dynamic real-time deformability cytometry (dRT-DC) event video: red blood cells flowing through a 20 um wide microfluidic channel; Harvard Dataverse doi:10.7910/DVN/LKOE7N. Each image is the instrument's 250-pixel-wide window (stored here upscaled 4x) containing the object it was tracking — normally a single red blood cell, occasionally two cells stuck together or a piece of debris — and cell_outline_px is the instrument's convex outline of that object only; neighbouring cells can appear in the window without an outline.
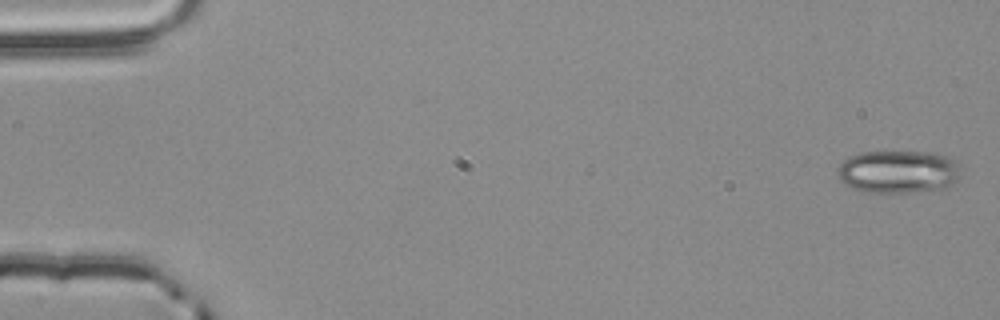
{"species": "common noctule bat (a hibernating species)", "species_latin": "Nyctalus noctula", "temperature_condition": "room temperature", "stored_images_in_passage": 54, "camera_frame_rate_fps": 3000, "um_per_image_px": 0.085, "animal": {"sex": "male", "body_mass_g": 20.4}, "frame": {"image": 1, "passage_image": 1, "time_ms": 0.0, "image_size_px": [1000, 320], "cell_outline_px": [[960, 176], [948, 188], [908, 192], [860, 192], [844, 184], [840, 180], [836, 172], [836, 168], [848, 156], [860, 152], [932, 152], [948, 156], [956, 164]], "centroid_in_image_um": [76.29, 14.6], "position_along_channel_um": 8.7, "area_um2": 30.92}}
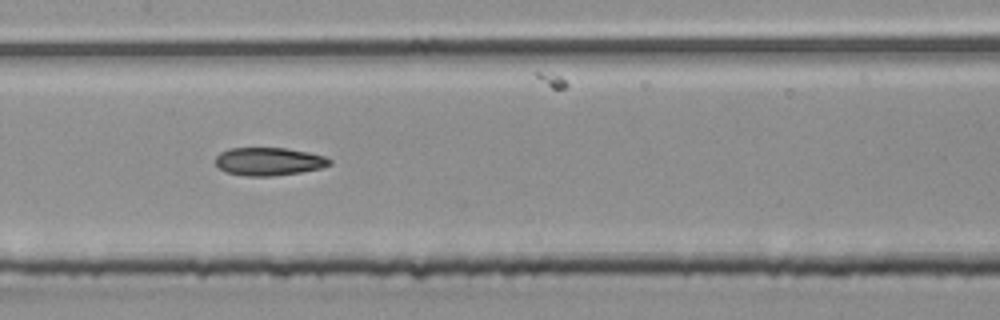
{"frame": {"image": 2, "passage_image": 27, "time_ms": 8.667, "image_size_px": [1000, 320], "cell_outline_px": [[332, 164], [320, 168], [300, 172], [272, 176], [244, 176], [228, 172], [220, 168], [216, 164], [216, 156], [220, 152], [228, 148], [284, 148], [308, 152], [324, 156], [332, 160]], "centroid_in_image_um": [22.85, 13.72], "position_along_channel_um": 184.5, "area_um2": 18.55}}
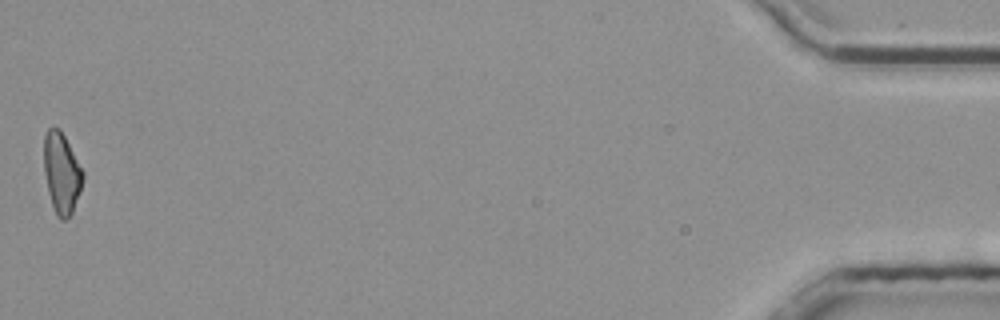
{"frame": {"image": 3, "passage_image": 54, "time_ms": 17.667, "image_size_px": [1000, 320], "cell_outline_px": [[84, 180], [80, 192], [72, 212], [64, 220], [60, 220], [56, 216], [48, 192], [44, 172], [44, 132], [48, 128], [56, 128], [64, 136], [84, 172]], "centroid_in_image_um": [5.23, 14.73], "position_along_channel_um": 430.0, "area_um2": 18.21}, "authors_computed_cell_mechanics": {"area_um2": 18.8717, "velocity_mm_per_s": 3.8643, "shape_relaxation_time_tau1_ms": null, "shape_relaxation_time_tau2_ms": 4.5672, "deformation_change_tau1": null, "deformation_change_tau2": 0.1293}}